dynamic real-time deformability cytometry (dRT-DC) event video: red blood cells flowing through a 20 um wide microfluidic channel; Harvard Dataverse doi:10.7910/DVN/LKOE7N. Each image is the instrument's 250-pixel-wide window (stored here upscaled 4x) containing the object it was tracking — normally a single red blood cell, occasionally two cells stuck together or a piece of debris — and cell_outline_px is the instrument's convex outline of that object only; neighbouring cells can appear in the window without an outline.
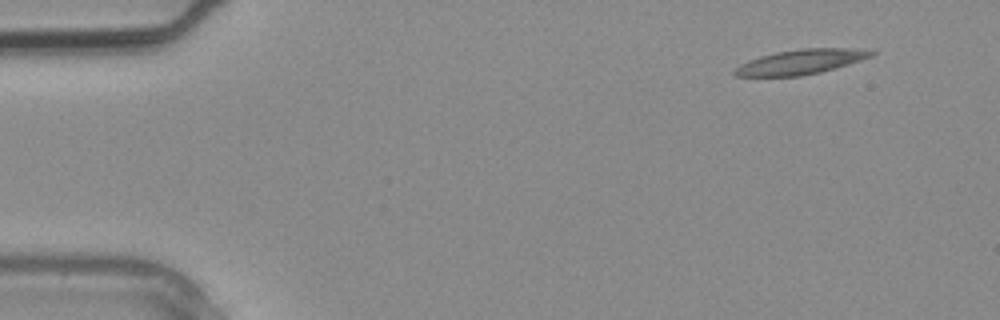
{"species": "common noctule bat (a hibernating species)", "species_latin": "Nyctalus noctula", "temperature_condition": "warm", "stored_images_in_passage": 2, "segment_of_instrument_passage": [2, 2], "camera_frame_rate_fps": 3000, "um_per_image_px": 0.085, "animal": {"sex": "male", "body_mass_g": 20.4}, "frame": {"image": 1, "passage_image": 2, "time_ms": 0.333, "image_size_px": [1000, 320], "cell_outline_px": [[880, 52], [872, 56], [836, 68], [820, 72], [800, 76], [736, 76], [732, 72], [740, 64], [748, 60], [760, 56], [776, 52], [800, 48], [852, 48]], "centroid_in_image_um": [68.07, 5.25], "position_along_channel_um": 16.9, "area_um2": 19.71}}